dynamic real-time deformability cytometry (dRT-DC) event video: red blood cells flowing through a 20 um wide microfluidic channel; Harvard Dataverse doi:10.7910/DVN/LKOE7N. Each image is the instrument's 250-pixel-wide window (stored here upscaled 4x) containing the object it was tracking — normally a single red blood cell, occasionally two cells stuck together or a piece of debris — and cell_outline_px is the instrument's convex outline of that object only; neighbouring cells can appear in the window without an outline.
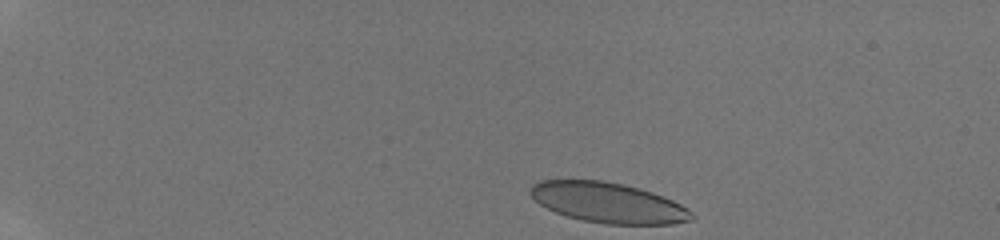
{"species": "human", "species_latin": "Homo sapiens", "temperature_condition": "room temperature", "stored_images_in_passage": 9, "camera_frame_rate_fps": 3000, "um_per_image_px": 0.085, "donor": {"sex": "male"}, "frame": {"image": 1, "passage_image": 1, "time_ms": 0.0, "image_size_px": [1000, 240], "cell_outline_px": [[696, 216], [692, 220], [672, 224], [608, 224], [584, 220], [568, 216], [556, 212], [540, 204], [528, 192], [532, 184], [540, 180], [604, 180], [624, 184], [640, 188], [652, 192], [672, 200], [688, 208]], "centroid_in_image_um": [51.71, 17.22], "position_along_channel_um": 33.3, "area_um2": 37.8}}